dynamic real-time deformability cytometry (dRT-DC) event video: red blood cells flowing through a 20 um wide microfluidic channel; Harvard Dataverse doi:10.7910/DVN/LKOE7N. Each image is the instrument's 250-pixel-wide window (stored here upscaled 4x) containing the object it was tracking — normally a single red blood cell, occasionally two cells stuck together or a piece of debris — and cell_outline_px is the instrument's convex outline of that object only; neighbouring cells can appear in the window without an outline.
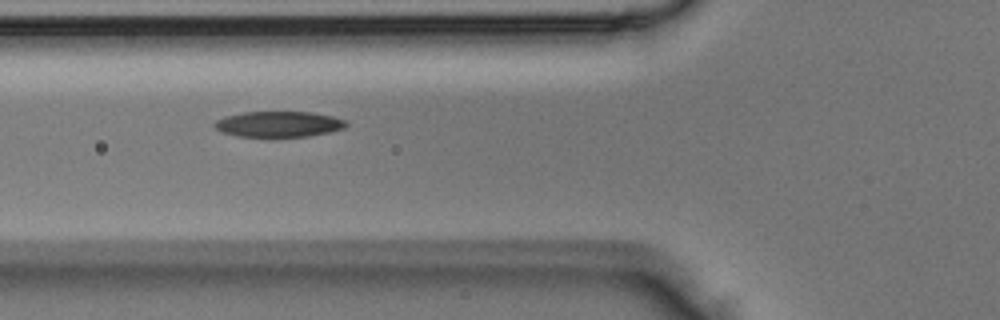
{"species": "Egyptian fruit bat (a non-hibernating species)", "species_latin": "Rousettus aegyptiacus", "temperature_condition": "room temperature", "stored_images_in_passage": 5, "camera_frame_rate_fps": 3000, "um_per_image_px": 0.085, "animal": {"sex": "male"}, "frame": {"image": 1, "passage_image": 4, "time_ms": 1.0, "image_size_px": [1000, 320], "cell_outline_px": [[348, 124], [344, 128], [328, 132], [308, 136], [272, 140], [236, 136], [224, 132], [216, 128], [212, 124], [216, 120], [224, 116], [244, 112], [308, 112], [332, 116], [344, 120]], "centroid_in_image_um": [23.63, 10.6], "position_along_channel_um": 102.2, "area_um2": 20.46}}
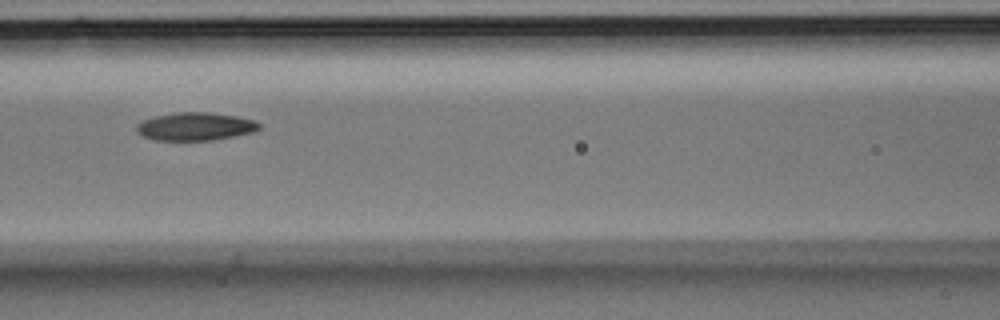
{"frame": {"image": 2, "passage_image": 5, "time_ms": 1.333, "image_size_px": [1000, 320], "cell_outline_px": [[260, 128], [252, 132], [212, 140], [152, 140], [136, 132], [136, 124], [144, 120], [156, 116], [176, 112], [208, 112], [236, 116], [252, 120], [260, 124]], "centroid_in_image_um": [16.56, 10.75], "position_along_channel_um": 150.0, "area_um2": 19.83}}